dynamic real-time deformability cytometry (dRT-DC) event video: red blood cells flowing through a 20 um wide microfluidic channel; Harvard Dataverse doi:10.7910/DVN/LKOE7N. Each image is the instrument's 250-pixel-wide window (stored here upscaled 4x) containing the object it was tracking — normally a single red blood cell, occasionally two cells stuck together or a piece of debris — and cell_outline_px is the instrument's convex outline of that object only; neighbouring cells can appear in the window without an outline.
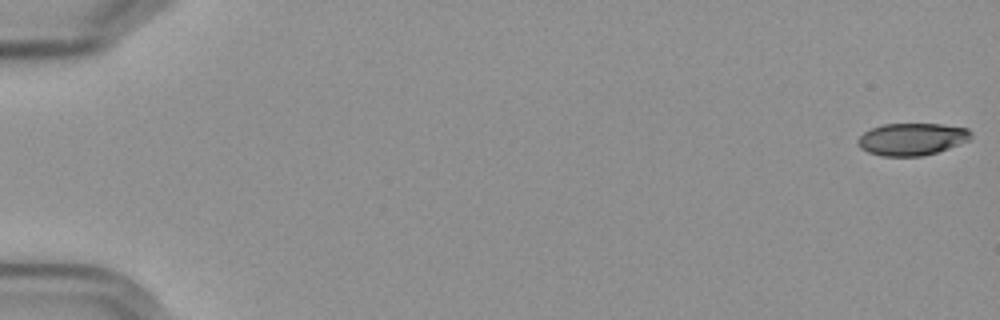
{"species": "Egyptian fruit bat (a non-hibernating species)", "species_latin": "Rousettus aegyptiacus", "temperature_condition": "cold", "stored_images_in_passage": 9, "camera_frame_rate_fps": 3000, "um_per_image_px": 0.085, "frame": {"image": 1, "passage_image": 1, "time_ms": 0.0, "image_size_px": [1000, 320], "cell_outline_px": [[972, 136], [968, 140], [948, 148], [936, 152], [920, 156], [880, 156], [868, 152], [860, 148], [856, 140], [864, 132], [872, 128], [884, 124], [940, 124], [968, 128], [972, 132]], "centroid_in_image_um": [77.49, 11.82], "position_along_channel_um": 7.5, "area_um2": 21.15}}